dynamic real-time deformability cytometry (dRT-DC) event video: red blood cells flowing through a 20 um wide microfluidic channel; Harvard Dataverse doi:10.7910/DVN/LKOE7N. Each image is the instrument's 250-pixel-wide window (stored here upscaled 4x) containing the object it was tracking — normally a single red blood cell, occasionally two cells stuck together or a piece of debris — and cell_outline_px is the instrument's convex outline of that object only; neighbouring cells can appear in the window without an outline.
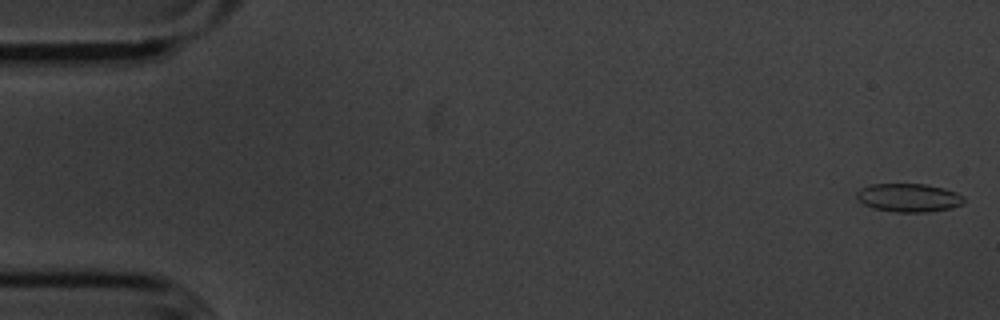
{"species": "common noctule bat (a hibernating species)", "species_latin": "Nyctalus noctula", "temperature_condition": "cold", "stored_images_in_passage": 10, "camera_frame_rate_fps": 3000, "um_per_image_px": 0.085, "animal": {"sex": "male", "body_mass_g": 20.1, "forearm_length_mm": 53.5}, "frame": {"image": 1, "passage_image": 1, "time_ms": 0.0, "image_size_px": [1000, 320], "cell_outline_px": [[964, 204], [952, 208], [928, 212], [896, 212], [872, 208], [864, 204], [856, 196], [856, 192], [860, 188], [872, 184], [924, 184], [944, 188], [956, 192], [964, 196]], "centroid_in_image_um": [77.26, 16.81], "position_along_channel_um": 7.7, "area_um2": 17.86}}